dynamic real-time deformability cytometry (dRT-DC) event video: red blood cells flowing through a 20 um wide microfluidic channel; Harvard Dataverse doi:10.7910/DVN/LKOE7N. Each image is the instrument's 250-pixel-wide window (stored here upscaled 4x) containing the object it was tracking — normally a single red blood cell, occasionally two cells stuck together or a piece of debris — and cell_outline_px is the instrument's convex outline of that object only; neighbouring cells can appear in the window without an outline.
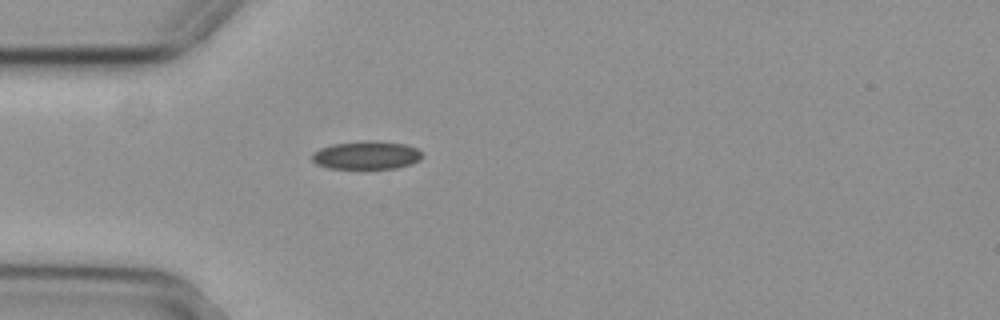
{"species": "common noctule bat (a hibernating species)", "species_latin": "Nyctalus noctula", "temperature_condition": "cold", "stored_images_in_passage": 39, "camera_frame_rate_fps": 3000, "um_per_image_px": 0.085, "animal": {"sex": "female", "body_mass_g": 29.2, "forearm_length_mm": 56.3}, "frame": {"image": 1, "passage_image": 1, "time_ms": 0.0, "image_size_px": [1000, 320], "cell_outline_px": [[420, 160], [412, 164], [396, 168], [328, 168], [316, 164], [312, 160], [312, 152], [320, 148], [332, 144], [364, 140], [376, 140], [404, 144], [416, 148], [420, 152]], "centroid_in_image_um": [31.12, 13.18], "position_along_channel_um": 53.9, "area_um2": 18.15}}
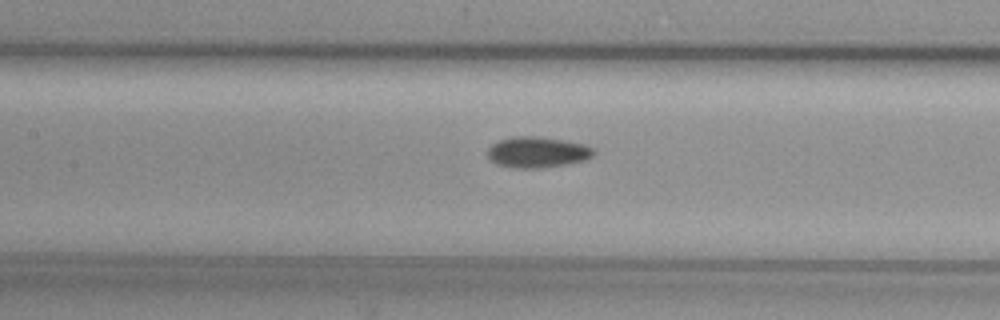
{"frame": {"image": 2, "passage_image": 10, "time_ms": 3.0, "image_size_px": [1000, 320], "cell_outline_px": [[596, 152], [592, 156], [584, 160], [568, 164], [544, 168], [512, 168], [496, 164], [488, 156], [488, 148], [492, 144], [500, 140], [516, 136], [536, 136], [564, 140], [584, 144], [592, 148]], "centroid_in_image_um": [45.68, 12.94], "position_along_channel_um": 161.7, "area_um2": 19.13}}
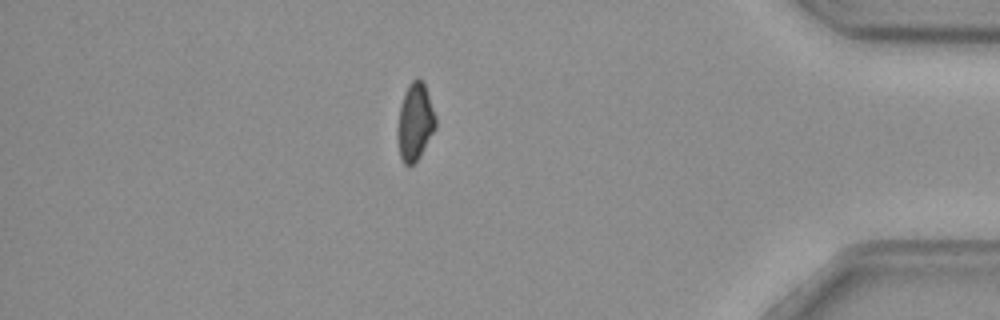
{"frame": {"image": 3, "passage_image": 32, "time_ms": 10.333, "image_size_px": [1000, 320], "cell_outline_px": [[436, 128], [420, 156], [408, 168], [404, 164], [400, 156], [400, 104], [404, 92], [408, 84], [416, 76], [420, 76], [424, 84], [436, 116]], "centroid_in_image_um": [35.32, 10.31], "position_along_channel_um": 399.9, "area_um2": 16.7}}